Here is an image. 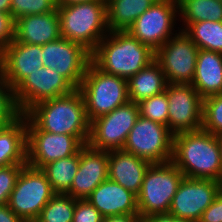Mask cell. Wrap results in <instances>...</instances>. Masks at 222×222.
Listing matches in <instances>:
<instances>
[{
  "instance_id": "cell-1",
  "label": "cell",
  "mask_w": 222,
  "mask_h": 222,
  "mask_svg": "<svg viewBox=\"0 0 222 222\" xmlns=\"http://www.w3.org/2000/svg\"><path fill=\"white\" fill-rule=\"evenodd\" d=\"M25 115L40 130L76 136L84 145L88 143L90 122L79 89H74L67 95L39 102Z\"/></svg>"
},
{
  "instance_id": "cell-2",
  "label": "cell",
  "mask_w": 222,
  "mask_h": 222,
  "mask_svg": "<svg viewBox=\"0 0 222 222\" xmlns=\"http://www.w3.org/2000/svg\"><path fill=\"white\" fill-rule=\"evenodd\" d=\"M172 162L184 177L222 182L217 136L202 128L173 135Z\"/></svg>"
},
{
  "instance_id": "cell-3",
  "label": "cell",
  "mask_w": 222,
  "mask_h": 222,
  "mask_svg": "<svg viewBox=\"0 0 222 222\" xmlns=\"http://www.w3.org/2000/svg\"><path fill=\"white\" fill-rule=\"evenodd\" d=\"M154 58L155 52L128 31H109L91 53V61L100 70L127 80Z\"/></svg>"
},
{
  "instance_id": "cell-4",
  "label": "cell",
  "mask_w": 222,
  "mask_h": 222,
  "mask_svg": "<svg viewBox=\"0 0 222 222\" xmlns=\"http://www.w3.org/2000/svg\"><path fill=\"white\" fill-rule=\"evenodd\" d=\"M60 35L84 46L91 53L109 33L106 0L58 6Z\"/></svg>"
},
{
  "instance_id": "cell-5",
  "label": "cell",
  "mask_w": 222,
  "mask_h": 222,
  "mask_svg": "<svg viewBox=\"0 0 222 222\" xmlns=\"http://www.w3.org/2000/svg\"><path fill=\"white\" fill-rule=\"evenodd\" d=\"M79 90L84 98L89 122L130 101L127 79L103 72L92 61Z\"/></svg>"
},
{
  "instance_id": "cell-6",
  "label": "cell",
  "mask_w": 222,
  "mask_h": 222,
  "mask_svg": "<svg viewBox=\"0 0 222 222\" xmlns=\"http://www.w3.org/2000/svg\"><path fill=\"white\" fill-rule=\"evenodd\" d=\"M183 178V173L172 161L150 164L137 195L138 215L143 218L155 213H169L172 199Z\"/></svg>"
},
{
  "instance_id": "cell-7",
  "label": "cell",
  "mask_w": 222,
  "mask_h": 222,
  "mask_svg": "<svg viewBox=\"0 0 222 222\" xmlns=\"http://www.w3.org/2000/svg\"><path fill=\"white\" fill-rule=\"evenodd\" d=\"M55 194L46 174L26 164L16 180L7 205L24 222H35Z\"/></svg>"
},
{
  "instance_id": "cell-8",
  "label": "cell",
  "mask_w": 222,
  "mask_h": 222,
  "mask_svg": "<svg viewBox=\"0 0 222 222\" xmlns=\"http://www.w3.org/2000/svg\"><path fill=\"white\" fill-rule=\"evenodd\" d=\"M123 150L151 164L169 162L173 155V134L168 126L139 116Z\"/></svg>"
},
{
  "instance_id": "cell-9",
  "label": "cell",
  "mask_w": 222,
  "mask_h": 222,
  "mask_svg": "<svg viewBox=\"0 0 222 222\" xmlns=\"http://www.w3.org/2000/svg\"><path fill=\"white\" fill-rule=\"evenodd\" d=\"M139 116L138 104L129 101L112 112L92 120L87 144L103 151L123 149L128 134Z\"/></svg>"
},
{
  "instance_id": "cell-10",
  "label": "cell",
  "mask_w": 222,
  "mask_h": 222,
  "mask_svg": "<svg viewBox=\"0 0 222 222\" xmlns=\"http://www.w3.org/2000/svg\"><path fill=\"white\" fill-rule=\"evenodd\" d=\"M198 52L196 44L180 30L155 51L154 60L160 65L168 84H191Z\"/></svg>"
},
{
  "instance_id": "cell-11",
  "label": "cell",
  "mask_w": 222,
  "mask_h": 222,
  "mask_svg": "<svg viewBox=\"0 0 222 222\" xmlns=\"http://www.w3.org/2000/svg\"><path fill=\"white\" fill-rule=\"evenodd\" d=\"M27 165L41 169L49 162L78 153L84 144L67 134L40 130L27 116Z\"/></svg>"
},
{
  "instance_id": "cell-12",
  "label": "cell",
  "mask_w": 222,
  "mask_h": 222,
  "mask_svg": "<svg viewBox=\"0 0 222 222\" xmlns=\"http://www.w3.org/2000/svg\"><path fill=\"white\" fill-rule=\"evenodd\" d=\"M176 14H179L177 0H157L127 31L155 52L175 35L172 30Z\"/></svg>"
},
{
  "instance_id": "cell-13",
  "label": "cell",
  "mask_w": 222,
  "mask_h": 222,
  "mask_svg": "<svg viewBox=\"0 0 222 222\" xmlns=\"http://www.w3.org/2000/svg\"><path fill=\"white\" fill-rule=\"evenodd\" d=\"M91 52L77 42L60 37L42 45V63L63 76L75 89H79Z\"/></svg>"
},
{
  "instance_id": "cell-14",
  "label": "cell",
  "mask_w": 222,
  "mask_h": 222,
  "mask_svg": "<svg viewBox=\"0 0 222 222\" xmlns=\"http://www.w3.org/2000/svg\"><path fill=\"white\" fill-rule=\"evenodd\" d=\"M168 128L175 135L202 128L203 98L191 84H168Z\"/></svg>"
},
{
  "instance_id": "cell-15",
  "label": "cell",
  "mask_w": 222,
  "mask_h": 222,
  "mask_svg": "<svg viewBox=\"0 0 222 222\" xmlns=\"http://www.w3.org/2000/svg\"><path fill=\"white\" fill-rule=\"evenodd\" d=\"M221 189L222 182L219 181L184 177L172 199L169 213L176 218L198 222Z\"/></svg>"
},
{
  "instance_id": "cell-16",
  "label": "cell",
  "mask_w": 222,
  "mask_h": 222,
  "mask_svg": "<svg viewBox=\"0 0 222 222\" xmlns=\"http://www.w3.org/2000/svg\"><path fill=\"white\" fill-rule=\"evenodd\" d=\"M75 88L49 67H41L28 75L15 89L14 97L21 114L39 102L67 95Z\"/></svg>"
},
{
  "instance_id": "cell-17",
  "label": "cell",
  "mask_w": 222,
  "mask_h": 222,
  "mask_svg": "<svg viewBox=\"0 0 222 222\" xmlns=\"http://www.w3.org/2000/svg\"><path fill=\"white\" fill-rule=\"evenodd\" d=\"M109 151L84 145L79 151V167L70 190L66 193L77 200L87 199L92 191L108 179Z\"/></svg>"
},
{
  "instance_id": "cell-18",
  "label": "cell",
  "mask_w": 222,
  "mask_h": 222,
  "mask_svg": "<svg viewBox=\"0 0 222 222\" xmlns=\"http://www.w3.org/2000/svg\"><path fill=\"white\" fill-rule=\"evenodd\" d=\"M0 63L5 80L14 90L28 75L43 67L42 45L14 40L0 53Z\"/></svg>"
},
{
  "instance_id": "cell-19",
  "label": "cell",
  "mask_w": 222,
  "mask_h": 222,
  "mask_svg": "<svg viewBox=\"0 0 222 222\" xmlns=\"http://www.w3.org/2000/svg\"><path fill=\"white\" fill-rule=\"evenodd\" d=\"M87 200L103 217L138 214L137 196L110 179L99 184Z\"/></svg>"
},
{
  "instance_id": "cell-20",
  "label": "cell",
  "mask_w": 222,
  "mask_h": 222,
  "mask_svg": "<svg viewBox=\"0 0 222 222\" xmlns=\"http://www.w3.org/2000/svg\"><path fill=\"white\" fill-rule=\"evenodd\" d=\"M150 164L147 160L123 149L109 151L108 179L120 184L137 196Z\"/></svg>"
},
{
  "instance_id": "cell-21",
  "label": "cell",
  "mask_w": 222,
  "mask_h": 222,
  "mask_svg": "<svg viewBox=\"0 0 222 222\" xmlns=\"http://www.w3.org/2000/svg\"><path fill=\"white\" fill-rule=\"evenodd\" d=\"M60 37V19L57 10L23 16L16 20V42L44 45L56 41Z\"/></svg>"
},
{
  "instance_id": "cell-22",
  "label": "cell",
  "mask_w": 222,
  "mask_h": 222,
  "mask_svg": "<svg viewBox=\"0 0 222 222\" xmlns=\"http://www.w3.org/2000/svg\"><path fill=\"white\" fill-rule=\"evenodd\" d=\"M191 85L202 98L222 93V53L199 49Z\"/></svg>"
},
{
  "instance_id": "cell-23",
  "label": "cell",
  "mask_w": 222,
  "mask_h": 222,
  "mask_svg": "<svg viewBox=\"0 0 222 222\" xmlns=\"http://www.w3.org/2000/svg\"><path fill=\"white\" fill-rule=\"evenodd\" d=\"M27 164L26 115L0 127V167Z\"/></svg>"
},
{
  "instance_id": "cell-24",
  "label": "cell",
  "mask_w": 222,
  "mask_h": 222,
  "mask_svg": "<svg viewBox=\"0 0 222 222\" xmlns=\"http://www.w3.org/2000/svg\"><path fill=\"white\" fill-rule=\"evenodd\" d=\"M127 83L129 100L134 103L164 92L168 85L160 65L155 60L130 77Z\"/></svg>"
},
{
  "instance_id": "cell-25",
  "label": "cell",
  "mask_w": 222,
  "mask_h": 222,
  "mask_svg": "<svg viewBox=\"0 0 222 222\" xmlns=\"http://www.w3.org/2000/svg\"><path fill=\"white\" fill-rule=\"evenodd\" d=\"M157 0H106L109 31H127Z\"/></svg>"
},
{
  "instance_id": "cell-26",
  "label": "cell",
  "mask_w": 222,
  "mask_h": 222,
  "mask_svg": "<svg viewBox=\"0 0 222 222\" xmlns=\"http://www.w3.org/2000/svg\"><path fill=\"white\" fill-rule=\"evenodd\" d=\"M178 15L184 23L183 29L200 21H222V2L219 0H177Z\"/></svg>"
},
{
  "instance_id": "cell-27",
  "label": "cell",
  "mask_w": 222,
  "mask_h": 222,
  "mask_svg": "<svg viewBox=\"0 0 222 222\" xmlns=\"http://www.w3.org/2000/svg\"><path fill=\"white\" fill-rule=\"evenodd\" d=\"M79 167V152L44 165L41 170L46 174L55 193L66 194L72 185Z\"/></svg>"
},
{
  "instance_id": "cell-28",
  "label": "cell",
  "mask_w": 222,
  "mask_h": 222,
  "mask_svg": "<svg viewBox=\"0 0 222 222\" xmlns=\"http://www.w3.org/2000/svg\"><path fill=\"white\" fill-rule=\"evenodd\" d=\"M184 32L198 49L222 53V21L191 23Z\"/></svg>"
},
{
  "instance_id": "cell-29",
  "label": "cell",
  "mask_w": 222,
  "mask_h": 222,
  "mask_svg": "<svg viewBox=\"0 0 222 222\" xmlns=\"http://www.w3.org/2000/svg\"><path fill=\"white\" fill-rule=\"evenodd\" d=\"M76 200L68 194L56 193L35 222H72Z\"/></svg>"
},
{
  "instance_id": "cell-30",
  "label": "cell",
  "mask_w": 222,
  "mask_h": 222,
  "mask_svg": "<svg viewBox=\"0 0 222 222\" xmlns=\"http://www.w3.org/2000/svg\"><path fill=\"white\" fill-rule=\"evenodd\" d=\"M138 104L139 114L145 119H149L165 126H168V99L166 91L143 99Z\"/></svg>"
},
{
  "instance_id": "cell-31",
  "label": "cell",
  "mask_w": 222,
  "mask_h": 222,
  "mask_svg": "<svg viewBox=\"0 0 222 222\" xmlns=\"http://www.w3.org/2000/svg\"><path fill=\"white\" fill-rule=\"evenodd\" d=\"M202 129L222 135V93L203 98Z\"/></svg>"
},
{
  "instance_id": "cell-32",
  "label": "cell",
  "mask_w": 222,
  "mask_h": 222,
  "mask_svg": "<svg viewBox=\"0 0 222 222\" xmlns=\"http://www.w3.org/2000/svg\"><path fill=\"white\" fill-rule=\"evenodd\" d=\"M14 97V90L4 78L0 63V127L10 125L21 116Z\"/></svg>"
},
{
  "instance_id": "cell-33",
  "label": "cell",
  "mask_w": 222,
  "mask_h": 222,
  "mask_svg": "<svg viewBox=\"0 0 222 222\" xmlns=\"http://www.w3.org/2000/svg\"><path fill=\"white\" fill-rule=\"evenodd\" d=\"M56 0H11L10 13L15 21L23 16L56 11Z\"/></svg>"
},
{
  "instance_id": "cell-34",
  "label": "cell",
  "mask_w": 222,
  "mask_h": 222,
  "mask_svg": "<svg viewBox=\"0 0 222 222\" xmlns=\"http://www.w3.org/2000/svg\"><path fill=\"white\" fill-rule=\"evenodd\" d=\"M26 164H12L0 167V206L8 203L16 180Z\"/></svg>"
},
{
  "instance_id": "cell-35",
  "label": "cell",
  "mask_w": 222,
  "mask_h": 222,
  "mask_svg": "<svg viewBox=\"0 0 222 222\" xmlns=\"http://www.w3.org/2000/svg\"><path fill=\"white\" fill-rule=\"evenodd\" d=\"M72 222H103L101 213L87 200H76Z\"/></svg>"
},
{
  "instance_id": "cell-36",
  "label": "cell",
  "mask_w": 222,
  "mask_h": 222,
  "mask_svg": "<svg viewBox=\"0 0 222 222\" xmlns=\"http://www.w3.org/2000/svg\"><path fill=\"white\" fill-rule=\"evenodd\" d=\"M15 25L11 13L0 12V53L15 40Z\"/></svg>"
},
{
  "instance_id": "cell-37",
  "label": "cell",
  "mask_w": 222,
  "mask_h": 222,
  "mask_svg": "<svg viewBox=\"0 0 222 222\" xmlns=\"http://www.w3.org/2000/svg\"><path fill=\"white\" fill-rule=\"evenodd\" d=\"M198 222H222V189L212 204L202 213Z\"/></svg>"
},
{
  "instance_id": "cell-38",
  "label": "cell",
  "mask_w": 222,
  "mask_h": 222,
  "mask_svg": "<svg viewBox=\"0 0 222 222\" xmlns=\"http://www.w3.org/2000/svg\"><path fill=\"white\" fill-rule=\"evenodd\" d=\"M141 222H194V221L182 218H176L170 213H155L141 218Z\"/></svg>"
},
{
  "instance_id": "cell-39",
  "label": "cell",
  "mask_w": 222,
  "mask_h": 222,
  "mask_svg": "<svg viewBox=\"0 0 222 222\" xmlns=\"http://www.w3.org/2000/svg\"><path fill=\"white\" fill-rule=\"evenodd\" d=\"M0 222H24L7 204L0 206Z\"/></svg>"
},
{
  "instance_id": "cell-40",
  "label": "cell",
  "mask_w": 222,
  "mask_h": 222,
  "mask_svg": "<svg viewBox=\"0 0 222 222\" xmlns=\"http://www.w3.org/2000/svg\"><path fill=\"white\" fill-rule=\"evenodd\" d=\"M103 222H141L138 214H123L103 217Z\"/></svg>"
},
{
  "instance_id": "cell-41",
  "label": "cell",
  "mask_w": 222,
  "mask_h": 222,
  "mask_svg": "<svg viewBox=\"0 0 222 222\" xmlns=\"http://www.w3.org/2000/svg\"><path fill=\"white\" fill-rule=\"evenodd\" d=\"M11 0H0V12L10 13Z\"/></svg>"
},
{
  "instance_id": "cell-42",
  "label": "cell",
  "mask_w": 222,
  "mask_h": 222,
  "mask_svg": "<svg viewBox=\"0 0 222 222\" xmlns=\"http://www.w3.org/2000/svg\"><path fill=\"white\" fill-rule=\"evenodd\" d=\"M95 0H56L58 6L74 4V3H81V2H90Z\"/></svg>"
},
{
  "instance_id": "cell-43",
  "label": "cell",
  "mask_w": 222,
  "mask_h": 222,
  "mask_svg": "<svg viewBox=\"0 0 222 222\" xmlns=\"http://www.w3.org/2000/svg\"><path fill=\"white\" fill-rule=\"evenodd\" d=\"M217 141H218V146H219V151H220V158H221V163H222V135L217 136Z\"/></svg>"
}]
</instances>
